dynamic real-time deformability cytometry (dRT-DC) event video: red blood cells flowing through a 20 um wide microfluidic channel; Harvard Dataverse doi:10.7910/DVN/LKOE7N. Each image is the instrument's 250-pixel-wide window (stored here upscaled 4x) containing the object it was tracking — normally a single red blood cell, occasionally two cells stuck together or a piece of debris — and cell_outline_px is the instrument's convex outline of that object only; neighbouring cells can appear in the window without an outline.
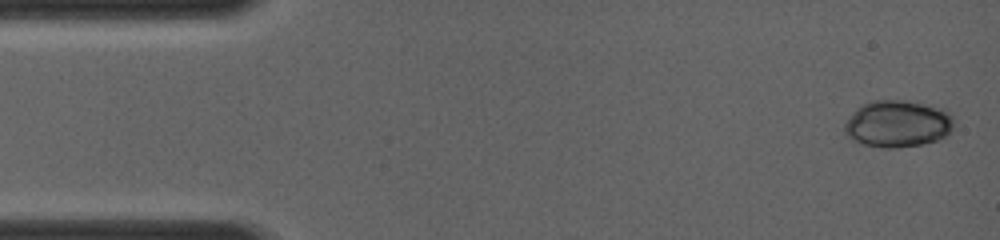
{"species": "common noctule bat (a hibernating species)", "species_latin": "Nyctalus noctula", "temperature_condition": "room temperature", "stored_images_in_passage": 9, "camera_frame_rate_fps": 4000, "um_per_image_px": 0.085, "animal": {"sex": "female", "body_mass_g": 19.0, "forearm_length_mm": 56.7}, "frame": {"image": 1, "passage_image": 1, "time_ms": 0.0, "image_size_px": [1000, 240], "cell_outline_px": [[952, 128], [944, 136], [936, 140], [924, 144], [896, 148], [884, 148], [864, 144], [852, 140], [844, 132], [844, 124], [852, 112], [856, 108], [872, 100], [908, 100], [944, 108], [952, 116]], "centroid_in_image_um": [76.28, 10.51], "position_along_channel_um": 8.7, "area_um2": 30.0}}
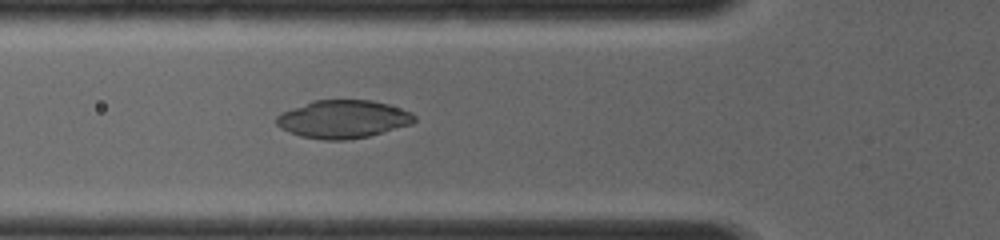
{"frame": {"image": 2, "passage_image": 9, "time_ms": 4.25, "image_size_px": [1000, 240], "cell_outline_px": [[416, 120], [412, 124], [368, 136], [348, 140], [324, 140], [300, 136], [280, 128], [276, 124], [276, 116], [280, 112], [312, 100], [372, 100], [388, 104], [412, 112], [416, 116]], "centroid_in_image_um": [29.15, 10.12], "position_along_channel_um": 96.7, "area_um2": 30.75}}